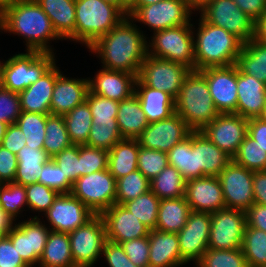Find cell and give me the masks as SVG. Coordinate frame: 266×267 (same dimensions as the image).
<instances>
[{
	"label": "cell",
	"instance_id": "6da1fadb",
	"mask_svg": "<svg viewBox=\"0 0 266 267\" xmlns=\"http://www.w3.org/2000/svg\"><path fill=\"white\" fill-rule=\"evenodd\" d=\"M146 37L131 18L124 17L112 30L98 38L89 49L101 57L103 68L134 74L148 56Z\"/></svg>",
	"mask_w": 266,
	"mask_h": 267
},
{
	"label": "cell",
	"instance_id": "7a4b0ae2",
	"mask_svg": "<svg viewBox=\"0 0 266 267\" xmlns=\"http://www.w3.org/2000/svg\"><path fill=\"white\" fill-rule=\"evenodd\" d=\"M2 16L4 32L23 36L27 51L54 53L47 43L62 39L36 0H18L5 8Z\"/></svg>",
	"mask_w": 266,
	"mask_h": 267
},
{
	"label": "cell",
	"instance_id": "3957f363",
	"mask_svg": "<svg viewBox=\"0 0 266 267\" xmlns=\"http://www.w3.org/2000/svg\"><path fill=\"white\" fill-rule=\"evenodd\" d=\"M194 38L195 70L230 66L237 62L243 42L221 27L206 22L201 16Z\"/></svg>",
	"mask_w": 266,
	"mask_h": 267
},
{
	"label": "cell",
	"instance_id": "277c9868",
	"mask_svg": "<svg viewBox=\"0 0 266 267\" xmlns=\"http://www.w3.org/2000/svg\"><path fill=\"white\" fill-rule=\"evenodd\" d=\"M175 113L193 131H200L218 115L205 76L199 70H191L175 98Z\"/></svg>",
	"mask_w": 266,
	"mask_h": 267
},
{
	"label": "cell",
	"instance_id": "5b68a950",
	"mask_svg": "<svg viewBox=\"0 0 266 267\" xmlns=\"http://www.w3.org/2000/svg\"><path fill=\"white\" fill-rule=\"evenodd\" d=\"M124 17L115 5L103 0H75V41L89 48Z\"/></svg>",
	"mask_w": 266,
	"mask_h": 267
},
{
	"label": "cell",
	"instance_id": "8992f818",
	"mask_svg": "<svg viewBox=\"0 0 266 267\" xmlns=\"http://www.w3.org/2000/svg\"><path fill=\"white\" fill-rule=\"evenodd\" d=\"M55 64L54 53L27 51L6 60L1 87L15 93L24 91Z\"/></svg>",
	"mask_w": 266,
	"mask_h": 267
},
{
	"label": "cell",
	"instance_id": "52a82bcc",
	"mask_svg": "<svg viewBox=\"0 0 266 267\" xmlns=\"http://www.w3.org/2000/svg\"><path fill=\"white\" fill-rule=\"evenodd\" d=\"M192 26L190 23L154 32L152 43L147 44L148 55L181 63L195 70Z\"/></svg>",
	"mask_w": 266,
	"mask_h": 267
},
{
	"label": "cell",
	"instance_id": "ba28073f",
	"mask_svg": "<svg viewBox=\"0 0 266 267\" xmlns=\"http://www.w3.org/2000/svg\"><path fill=\"white\" fill-rule=\"evenodd\" d=\"M95 215H101L115 204L116 179L108 169L79 177L70 192Z\"/></svg>",
	"mask_w": 266,
	"mask_h": 267
},
{
	"label": "cell",
	"instance_id": "9c48e42d",
	"mask_svg": "<svg viewBox=\"0 0 266 267\" xmlns=\"http://www.w3.org/2000/svg\"><path fill=\"white\" fill-rule=\"evenodd\" d=\"M75 267H91L102 255L106 227L101 215H95L85 225L69 233Z\"/></svg>",
	"mask_w": 266,
	"mask_h": 267
},
{
	"label": "cell",
	"instance_id": "30bf717a",
	"mask_svg": "<svg viewBox=\"0 0 266 267\" xmlns=\"http://www.w3.org/2000/svg\"><path fill=\"white\" fill-rule=\"evenodd\" d=\"M200 12L206 22L225 29L243 43L255 37V21L233 0H213Z\"/></svg>",
	"mask_w": 266,
	"mask_h": 267
},
{
	"label": "cell",
	"instance_id": "8fae6325",
	"mask_svg": "<svg viewBox=\"0 0 266 267\" xmlns=\"http://www.w3.org/2000/svg\"><path fill=\"white\" fill-rule=\"evenodd\" d=\"M191 70L181 64L148 55L138 74L146 86L167 92L174 99L178 96L184 78Z\"/></svg>",
	"mask_w": 266,
	"mask_h": 267
},
{
	"label": "cell",
	"instance_id": "7c38bea8",
	"mask_svg": "<svg viewBox=\"0 0 266 267\" xmlns=\"http://www.w3.org/2000/svg\"><path fill=\"white\" fill-rule=\"evenodd\" d=\"M246 225L245 211L225 208L211 213L208 248H242Z\"/></svg>",
	"mask_w": 266,
	"mask_h": 267
},
{
	"label": "cell",
	"instance_id": "4fadbf2b",
	"mask_svg": "<svg viewBox=\"0 0 266 267\" xmlns=\"http://www.w3.org/2000/svg\"><path fill=\"white\" fill-rule=\"evenodd\" d=\"M217 177L226 208L246 211L254 204L253 171L232 160Z\"/></svg>",
	"mask_w": 266,
	"mask_h": 267
},
{
	"label": "cell",
	"instance_id": "5bb4252c",
	"mask_svg": "<svg viewBox=\"0 0 266 267\" xmlns=\"http://www.w3.org/2000/svg\"><path fill=\"white\" fill-rule=\"evenodd\" d=\"M192 11L184 0H161L140 7L130 18L147 24L154 32L190 24Z\"/></svg>",
	"mask_w": 266,
	"mask_h": 267
},
{
	"label": "cell",
	"instance_id": "9a60e30c",
	"mask_svg": "<svg viewBox=\"0 0 266 267\" xmlns=\"http://www.w3.org/2000/svg\"><path fill=\"white\" fill-rule=\"evenodd\" d=\"M51 228L43 225L38 216L28 221L15 224L7 233V237L16 246L23 261L33 267L42 255Z\"/></svg>",
	"mask_w": 266,
	"mask_h": 267
},
{
	"label": "cell",
	"instance_id": "2e32d148",
	"mask_svg": "<svg viewBox=\"0 0 266 267\" xmlns=\"http://www.w3.org/2000/svg\"><path fill=\"white\" fill-rule=\"evenodd\" d=\"M199 71L206 78L210 95L219 114H236L237 65L207 67Z\"/></svg>",
	"mask_w": 266,
	"mask_h": 267
},
{
	"label": "cell",
	"instance_id": "e0dca14e",
	"mask_svg": "<svg viewBox=\"0 0 266 267\" xmlns=\"http://www.w3.org/2000/svg\"><path fill=\"white\" fill-rule=\"evenodd\" d=\"M200 131L233 158L248 133V119L234 113L219 114Z\"/></svg>",
	"mask_w": 266,
	"mask_h": 267
},
{
	"label": "cell",
	"instance_id": "ac0fdd59",
	"mask_svg": "<svg viewBox=\"0 0 266 267\" xmlns=\"http://www.w3.org/2000/svg\"><path fill=\"white\" fill-rule=\"evenodd\" d=\"M192 131L175 113L168 119L150 123L136 139L139 146L168 153Z\"/></svg>",
	"mask_w": 266,
	"mask_h": 267
},
{
	"label": "cell",
	"instance_id": "d6986e66",
	"mask_svg": "<svg viewBox=\"0 0 266 267\" xmlns=\"http://www.w3.org/2000/svg\"><path fill=\"white\" fill-rule=\"evenodd\" d=\"M211 228V213L191 211L186 225L177 233L182 265L190 261L195 264L208 250Z\"/></svg>",
	"mask_w": 266,
	"mask_h": 267
},
{
	"label": "cell",
	"instance_id": "ffe728a7",
	"mask_svg": "<svg viewBox=\"0 0 266 267\" xmlns=\"http://www.w3.org/2000/svg\"><path fill=\"white\" fill-rule=\"evenodd\" d=\"M52 231L70 233L85 225L95 214L71 193L59 194L45 212Z\"/></svg>",
	"mask_w": 266,
	"mask_h": 267
},
{
	"label": "cell",
	"instance_id": "44dd1931",
	"mask_svg": "<svg viewBox=\"0 0 266 267\" xmlns=\"http://www.w3.org/2000/svg\"><path fill=\"white\" fill-rule=\"evenodd\" d=\"M101 216L106 227V240L111 242L120 244L149 235L150 229L122 204H113Z\"/></svg>",
	"mask_w": 266,
	"mask_h": 267
},
{
	"label": "cell",
	"instance_id": "7402d4cb",
	"mask_svg": "<svg viewBox=\"0 0 266 267\" xmlns=\"http://www.w3.org/2000/svg\"><path fill=\"white\" fill-rule=\"evenodd\" d=\"M185 197L191 211L214 213L226 208L222 187L217 176L187 180Z\"/></svg>",
	"mask_w": 266,
	"mask_h": 267
},
{
	"label": "cell",
	"instance_id": "603a6c76",
	"mask_svg": "<svg viewBox=\"0 0 266 267\" xmlns=\"http://www.w3.org/2000/svg\"><path fill=\"white\" fill-rule=\"evenodd\" d=\"M93 79L89 78V91L95 95L120 102L135 93L134 74L103 68Z\"/></svg>",
	"mask_w": 266,
	"mask_h": 267
},
{
	"label": "cell",
	"instance_id": "cb8c5ba5",
	"mask_svg": "<svg viewBox=\"0 0 266 267\" xmlns=\"http://www.w3.org/2000/svg\"><path fill=\"white\" fill-rule=\"evenodd\" d=\"M89 79H69L61 73L57 76L52 92L50 113L64 115L86 101Z\"/></svg>",
	"mask_w": 266,
	"mask_h": 267
},
{
	"label": "cell",
	"instance_id": "d4e9b609",
	"mask_svg": "<svg viewBox=\"0 0 266 267\" xmlns=\"http://www.w3.org/2000/svg\"><path fill=\"white\" fill-rule=\"evenodd\" d=\"M237 93L236 114L246 119L260 117L266 102V84L237 67Z\"/></svg>",
	"mask_w": 266,
	"mask_h": 267
},
{
	"label": "cell",
	"instance_id": "484cf974",
	"mask_svg": "<svg viewBox=\"0 0 266 267\" xmlns=\"http://www.w3.org/2000/svg\"><path fill=\"white\" fill-rule=\"evenodd\" d=\"M54 64L35 83L19 93L21 111L40 114H51L50 104L57 76L61 73Z\"/></svg>",
	"mask_w": 266,
	"mask_h": 267
},
{
	"label": "cell",
	"instance_id": "4316f807",
	"mask_svg": "<svg viewBox=\"0 0 266 267\" xmlns=\"http://www.w3.org/2000/svg\"><path fill=\"white\" fill-rule=\"evenodd\" d=\"M149 265L157 267L182 266L179 240L176 233H169L157 229L150 230Z\"/></svg>",
	"mask_w": 266,
	"mask_h": 267
},
{
	"label": "cell",
	"instance_id": "83f0119b",
	"mask_svg": "<svg viewBox=\"0 0 266 267\" xmlns=\"http://www.w3.org/2000/svg\"><path fill=\"white\" fill-rule=\"evenodd\" d=\"M135 87V94L149 124L168 119L175 114V99L167 92L146 86L138 78Z\"/></svg>",
	"mask_w": 266,
	"mask_h": 267
},
{
	"label": "cell",
	"instance_id": "f1b7e54d",
	"mask_svg": "<svg viewBox=\"0 0 266 267\" xmlns=\"http://www.w3.org/2000/svg\"><path fill=\"white\" fill-rule=\"evenodd\" d=\"M192 147L196 150L197 169H201L206 176H218L232 161V157L201 131H192Z\"/></svg>",
	"mask_w": 266,
	"mask_h": 267
},
{
	"label": "cell",
	"instance_id": "f546056e",
	"mask_svg": "<svg viewBox=\"0 0 266 267\" xmlns=\"http://www.w3.org/2000/svg\"><path fill=\"white\" fill-rule=\"evenodd\" d=\"M63 39L75 40V0H36Z\"/></svg>",
	"mask_w": 266,
	"mask_h": 267
},
{
	"label": "cell",
	"instance_id": "4dcf8cb0",
	"mask_svg": "<svg viewBox=\"0 0 266 267\" xmlns=\"http://www.w3.org/2000/svg\"><path fill=\"white\" fill-rule=\"evenodd\" d=\"M116 120L122 137L129 139H136L149 125L135 93L119 102Z\"/></svg>",
	"mask_w": 266,
	"mask_h": 267
},
{
	"label": "cell",
	"instance_id": "1f68e13d",
	"mask_svg": "<svg viewBox=\"0 0 266 267\" xmlns=\"http://www.w3.org/2000/svg\"><path fill=\"white\" fill-rule=\"evenodd\" d=\"M190 212L185 196L161 199L155 229L177 234L186 225Z\"/></svg>",
	"mask_w": 266,
	"mask_h": 267
},
{
	"label": "cell",
	"instance_id": "d6a6232c",
	"mask_svg": "<svg viewBox=\"0 0 266 267\" xmlns=\"http://www.w3.org/2000/svg\"><path fill=\"white\" fill-rule=\"evenodd\" d=\"M139 143L137 139L123 138L108 155V170L117 180L138 169Z\"/></svg>",
	"mask_w": 266,
	"mask_h": 267
},
{
	"label": "cell",
	"instance_id": "836d02e7",
	"mask_svg": "<svg viewBox=\"0 0 266 267\" xmlns=\"http://www.w3.org/2000/svg\"><path fill=\"white\" fill-rule=\"evenodd\" d=\"M38 264L40 267H75L69 234L50 230Z\"/></svg>",
	"mask_w": 266,
	"mask_h": 267
},
{
	"label": "cell",
	"instance_id": "e575fe53",
	"mask_svg": "<svg viewBox=\"0 0 266 267\" xmlns=\"http://www.w3.org/2000/svg\"><path fill=\"white\" fill-rule=\"evenodd\" d=\"M236 65L242 73L266 84V43L255 38L243 43Z\"/></svg>",
	"mask_w": 266,
	"mask_h": 267
},
{
	"label": "cell",
	"instance_id": "d590c367",
	"mask_svg": "<svg viewBox=\"0 0 266 267\" xmlns=\"http://www.w3.org/2000/svg\"><path fill=\"white\" fill-rule=\"evenodd\" d=\"M16 156L18 165L14 182L23 186L37 183L44 164L51 159L44 149H33L26 145Z\"/></svg>",
	"mask_w": 266,
	"mask_h": 267
},
{
	"label": "cell",
	"instance_id": "8d00e7d4",
	"mask_svg": "<svg viewBox=\"0 0 266 267\" xmlns=\"http://www.w3.org/2000/svg\"><path fill=\"white\" fill-rule=\"evenodd\" d=\"M167 158L169 165L176 168L186 181L206 176L201 169H197L196 150L192 147V132L167 153Z\"/></svg>",
	"mask_w": 266,
	"mask_h": 267
},
{
	"label": "cell",
	"instance_id": "74e56055",
	"mask_svg": "<svg viewBox=\"0 0 266 267\" xmlns=\"http://www.w3.org/2000/svg\"><path fill=\"white\" fill-rule=\"evenodd\" d=\"M186 180L171 165L150 181V190L161 200L185 196Z\"/></svg>",
	"mask_w": 266,
	"mask_h": 267
},
{
	"label": "cell",
	"instance_id": "f35d334b",
	"mask_svg": "<svg viewBox=\"0 0 266 267\" xmlns=\"http://www.w3.org/2000/svg\"><path fill=\"white\" fill-rule=\"evenodd\" d=\"M72 144L85 145L92 126V114L87 101L63 115Z\"/></svg>",
	"mask_w": 266,
	"mask_h": 267
},
{
	"label": "cell",
	"instance_id": "ab89813d",
	"mask_svg": "<svg viewBox=\"0 0 266 267\" xmlns=\"http://www.w3.org/2000/svg\"><path fill=\"white\" fill-rule=\"evenodd\" d=\"M45 131L43 149L51 159L72 144L63 115L49 114Z\"/></svg>",
	"mask_w": 266,
	"mask_h": 267
},
{
	"label": "cell",
	"instance_id": "60d3db41",
	"mask_svg": "<svg viewBox=\"0 0 266 267\" xmlns=\"http://www.w3.org/2000/svg\"><path fill=\"white\" fill-rule=\"evenodd\" d=\"M48 115L49 114L21 112L16 124L25 134L26 146L33 149H43Z\"/></svg>",
	"mask_w": 266,
	"mask_h": 267
},
{
	"label": "cell",
	"instance_id": "b9f144b4",
	"mask_svg": "<svg viewBox=\"0 0 266 267\" xmlns=\"http://www.w3.org/2000/svg\"><path fill=\"white\" fill-rule=\"evenodd\" d=\"M242 251L248 267H266V232L246 225Z\"/></svg>",
	"mask_w": 266,
	"mask_h": 267
},
{
	"label": "cell",
	"instance_id": "7bdbcfd3",
	"mask_svg": "<svg viewBox=\"0 0 266 267\" xmlns=\"http://www.w3.org/2000/svg\"><path fill=\"white\" fill-rule=\"evenodd\" d=\"M159 204L160 199L149 190L122 205L150 230H154L157 223Z\"/></svg>",
	"mask_w": 266,
	"mask_h": 267
},
{
	"label": "cell",
	"instance_id": "ee69618b",
	"mask_svg": "<svg viewBox=\"0 0 266 267\" xmlns=\"http://www.w3.org/2000/svg\"><path fill=\"white\" fill-rule=\"evenodd\" d=\"M150 190V180L138 169L116 180L115 204L131 201Z\"/></svg>",
	"mask_w": 266,
	"mask_h": 267
},
{
	"label": "cell",
	"instance_id": "f6af8a7d",
	"mask_svg": "<svg viewBox=\"0 0 266 267\" xmlns=\"http://www.w3.org/2000/svg\"><path fill=\"white\" fill-rule=\"evenodd\" d=\"M232 160L253 172L266 170V151L248 134Z\"/></svg>",
	"mask_w": 266,
	"mask_h": 267
},
{
	"label": "cell",
	"instance_id": "bcb514c9",
	"mask_svg": "<svg viewBox=\"0 0 266 267\" xmlns=\"http://www.w3.org/2000/svg\"><path fill=\"white\" fill-rule=\"evenodd\" d=\"M196 264V267H248L242 248L232 250L208 248Z\"/></svg>",
	"mask_w": 266,
	"mask_h": 267
},
{
	"label": "cell",
	"instance_id": "7dc6e473",
	"mask_svg": "<svg viewBox=\"0 0 266 267\" xmlns=\"http://www.w3.org/2000/svg\"><path fill=\"white\" fill-rule=\"evenodd\" d=\"M86 101L93 117V124H118L116 120L118 101L95 95L90 91L87 93Z\"/></svg>",
	"mask_w": 266,
	"mask_h": 267
},
{
	"label": "cell",
	"instance_id": "c3c4849f",
	"mask_svg": "<svg viewBox=\"0 0 266 267\" xmlns=\"http://www.w3.org/2000/svg\"><path fill=\"white\" fill-rule=\"evenodd\" d=\"M27 206L25 186L15 182L0 184V207L14 220L21 208Z\"/></svg>",
	"mask_w": 266,
	"mask_h": 267
},
{
	"label": "cell",
	"instance_id": "681fc988",
	"mask_svg": "<svg viewBox=\"0 0 266 267\" xmlns=\"http://www.w3.org/2000/svg\"><path fill=\"white\" fill-rule=\"evenodd\" d=\"M109 151L79 145V177L108 169Z\"/></svg>",
	"mask_w": 266,
	"mask_h": 267
},
{
	"label": "cell",
	"instance_id": "f907efd6",
	"mask_svg": "<svg viewBox=\"0 0 266 267\" xmlns=\"http://www.w3.org/2000/svg\"><path fill=\"white\" fill-rule=\"evenodd\" d=\"M168 165L167 153L139 146L138 170L150 181Z\"/></svg>",
	"mask_w": 266,
	"mask_h": 267
},
{
	"label": "cell",
	"instance_id": "816d5d0a",
	"mask_svg": "<svg viewBox=\"0 0 266 267\" xmlns=\"http://www.w3.org/2000/svg\"><path fill=\"white\" fill-rule=\"evenodd\" d=\"M122 139L118 124H92L85 145L109 151Z\"/></svg>",
	"mask_w": 266,
	"mask_h": 267
},
{
	"label": "cell",
	"instance_id": "f5cc1de1",
	"mask_svg": "<svg viewBox=\"0 0 266 267\" xmlns=\"http://www.w3.org/2000/svg\"><path fill=\"white\" fill-rule=\"evenodd\" d=\"M27 206L34 211L46 212L59 193L39 182L25 186Z\"/></svg>",
	"mask_w": 266,
	"mask_h": 267
},
{
	"label": "cell",
	"instance_id": "db71d44e",
	"mask_svg": "<svg viewBox=\"0 0 266 267\" xmlns=\"http://www.w3.org/2000/svg\"><path fill=\"white\" fill-rule=\"evenodd\" d=\"M38 182L57 191L59 194L70 193L73 185L52 159H49L44 164Z\"/></svg>",
	"mask_w": 266,
	"mask_h": 267
},
{
	"label": "cell",
	"instance_id": "11a10c76",
	"mask_svg": "<svg viewBox=\"0 0 266 267\" xmlns=\"http://www.w3.org/2000/svg\"><path fill=\"white\" fill-rule=\"evenodd\" d=\"M52 160L62 169L63 174L73 184L79 178V145L71 144Z\"/></svg>",
	"mask_w": 266,
	"mask_h": 267
},
{
	"label": "cell",
	"instance_id": "9f6ffc18",
	"mask_svg": "<svg viewBox=\"0 0 266 267\" xmlns=\"http://www.w3.org/2000/svg\"><path fill=\"white\" fill-rule=\"evenodd\" d=\"M21 112L19 93L0 87V121L15 124Z\"/></svg>",
	"mask_w": 266,
	"mask_h": 267
},
{
	"label": "cell",
	"instance_id": "6f0895ef",
	"mask_svg": "<svg viewBox=\"0 0 266 267\" xmlns=\"http://www.w3.org/2000/svg\"><path fill=\"white\" fill-rule=\"evenodd\" d=\"M129 260L138 267L149 264L148 236L120 243Z\"/></svg>",
	"mask_w": 266,
	"mask_h": 267
},
{
	"label": "cell",
	"instance_id": "680465c9",
	"mask_svg": "<svg viewBox=\"0 0 266 267\" xmlns=\"http://www.w3.org/2000/svg\"><path fill=\"white\" fill-rule=\"evenodd\" d=\"M102 254L110 267H138L129 260L121 244L106 240Z\"/></svg>",
	"mask_w": 266,
	"mask_h": 267
},
{
	"label": "cell",
	"instance_id": "91938a15",
	"mask_svg": "<svg viewBox=\"0 0 266 267\" xmlns=\"http://www.w3.org/2000/svg\"><path fill=\"white\" fill-rule=\"evenodd\" d=\"M17 165L16 154L0 145V184L14 182Z\"/></svg>",
	"mask_w": 266,
	"mask_h": 267
},
{
	"label": "cell",
	"instance_id": "94428289",
	"mask_svg": "<svg viewBox=\"0 0 266 267\" xmlns=\"http://www.w3.org/2000/svg\"><path fill=\"white\" fill-rule=\"evenodd\" d=\"M0 267H29L7 236L0 241Z\"/></svg>",
	"mask_w": 266,
	"mask_h": 267
},
{
	"label": "cell",
	"instance_id": "6125c7cd",
	"mask_svg": "<svg viewBox=\"0 0 266 267\" xmlns=\"http://www.w3.org/2000/svg\"><path fill=\"white\" fill-rule=\"evenodd\" d=\"M25 145L26 137L20 127L16 123L8 125L1 146L17 155Z\"/></svg>",
	"mask_w": 266,
	"mask_h": 267
},
{
	"label": "cell",
	"instance_id": "be15d7a7",
	"mask_svg": "<svg viewBox=\"0 0 266 267\" xmlns=\"http://www.w3.org/2000/svg\"><path fill=\"white\" fill-rule=\"evenodd\" d=\"M248 227L257 228L266 232V206L254 203L245 211Z\"/></svg>",
	"mask_w": 266,
	"mask_h": 267
},
{
	"label": "cell",
	"instance_id": "e7e4bbea",
	"mask_svg": "<svg viewBox=\"0 0 266 267\" xmlns=\"http://www.w3.org/2000/svg\"><path fill=\"white\" fill-rule=\"evenodd\" d=\"M255 22L266 13V0H233Z\"/></svg>",
	"mask_w": 266,
	"mask_h": 267
},
{
	"label": "cell",
	"instance_id": "03108f58",
	"mask_svg": "<svg viewBox=\"0 0 266 267\" xmlns=\"http://www.w3.org/2000/svg\"><path fill=\"white\" fill-rule=\"evenodd\" d=\"M266 151V121L260 117L248 119V133Z\"/></svg>",
	"mask_w": 266,
	"mask_h": 267
},
{
	"label": "cell",
	"instance_id": "003e7915",
	"mask_svg": "<svg viewBox=\"0 0 266 267\" xmlns=\"http://www.w3.org/2000/svg\"><path fill=\"white\" fill-rule=\"evenodd\" d=\"M254 203L266 206V170L253 172Z\"/></svg>",
	"mask_w": 266,
	"mask_h": 267
},
{
	"label": "cell",
	"instance_id": "a7ac6f4b",
	"mask_svg": "<svg viewBox=\"0 0 266 267\" xmlns=\"http://www.w3.org/2000/svg\"><path fill=\"white\" fill-rule=\"evenodd\" d=\"M254 38L266 43V13L255 22Z\"/></svg>",
	"mask_w": 266,
	"mask_h": 267
},
{
	"label": "cell",
	"instance_id": "89a4df30",
	"mask_svg": "<svg viewBox=\"0 0 266 267\" xmlns=\"http://www.w3.org/2000/svg\"><path fill=\"white\" fill-rule=\"evenodd\" d=\"M13 221H15L12 217H10L1 207H0V230L7 235V233L13 227Z\"/></svg>",
	"mask_w": 266,
	"mask_h": 267
},
{
	"label": "cell",
	"instance_id": "2644e50d",
	"mask_svg": "<svg viewBox=\"0 0 266 267\" xmlns=\"http://www.w3.org/2000/svg\"><path fill=\"white\" fill-rule=\"evenodd\" d=\"M188 7L192 10L195 11V9L198 10H202L204 9L208 4H210L211 2H213V0H184Z\"/></svg>",
	"mask_w": 266,
	"mask_h": 267
},
{
	"label": "cell",
	"instance_id": "8c879c8a",
	"mask_svg": "<svg viewBox=\"0 0 266 267\" xmlns=\"http://www.w3.org/2000/svg\"><path fill=\"white\" fill-rule=\"evenodd\" d=\"M137 0H120V11L128 16V12L136 5Z\"/></svg>",
	"mask_w": 266,
	"mask_h": 267
},
{
	"label": "cell",
	"instance_id": "753ad0ef",
	"mask_svg": "<svg viewBox=\"0 0 266 267\" xmlns=\"http://www.w3.org/2000/svg\"><path fill=\"white\" fill-rule=\"evenodd\" d=\"M161 0H137L136 5L128 12V17H131L140 7L157 3Z\"/></svg>",
	"mask_w": 266,
	"mask_h": 267
},
{
	"label": "cell",
	"instance_id": "34e18365",
	"mask_svg": "<svg viewBox=\"0 0 266 267\" xmlns=\"http://www.w3.org/2000/svg\"><path fill=\"white\" fill-rule=\"evenodd\" d=\"M8 125L9 124L0 121V145L2 143V140L4 138V135L6 134V130L8 128Z\"/></svg>",
	"mask_w": 266,
	"mask_h": 267
},
{
	"label": "cell",
	"instance_id": "11e5206c",
	"mask_svg": "<svg viewBox=\"0 0 266 267\" xmlns=\"http://www.w3.org/2000/svg\"><path fill=\"white\" fill-rule=\"evenodd\" d=\"M17 1L18 0H0V11H3L5 8H7L8 6H11Z\"/></svg>",
	"mask_w": 266,
	"mask_h": 267
},
{
	"label": "cell",
	"instance_id": "2a66077c",
	"mask_svg": "<svg viewBox=\"0 0 266 267\" xmlns=\"http://www.w3.org/2000/svg\"><path fill=\"white\" fill-rule=\"evenodd\" d=\"M103 1L115 5L120 10V0H103Z\"/></svg>",
	"mask_w": 266,
	"mask_h": 267
},
{
	"label": "cell",
	"instance_id": "b9fcfbb0",
	"mask_svg": "<svg viewBox=\"0 0 266 267\" xmlns=\"http://www.w3.org/2000/svg\"><path fill=\"white\" fill-rule=\"evenodd\" d=\"M260 118L264 121H266V102H265V106H264V109H263V112L262 114L260 115Z\"/></svg>",
	"mask_w": 266,
	"mask_h": 267
},
{
	"label": "cell",
	"instance_id": "09005b40",
	"mask_svg": "<svg viewBox=\"0 0 266 267\" xmlns=\"http://www.w3.org/2000/svg\"><path fill=\"white\" fill-rule=\"evenodd\" d=\"M4 62L0 61V87L2 84V69H3Z\"/></svg>",
	"mask_w": 266,
	"mask_h": 267
},
{
	"label": "cell",
	"instance_id": "979ff035",
	"mask_svg": "<svg viewBox=\"0 0 266 267\" xmlns=\"http://www.w3.org/2000/svg\"><path fill=\"white\" fill-rule=\"evenodd\" d=\"M0 30H3V16H2V11H0Z\"/></svg>",
	"mask_w": 266,
	"mask_h": 267
},
{
	"label": "cell",
	"instance_id": "deb4b68c",
	"mask_svg": "<svg viewBox=\"0 0 266 267\" xmlns=\"http://www.w3.org/2000/svg\"><path fill=\"white\" fill-rule=\"evenodd\" d=\"M6 235L0 230V241L5 237Z\"/></svg>",
	"mask_w": 266,
	"mask_h": 267
},
{
	"label": "cell",
	"instance_id": "67dfc351",
	"mask_svg": "<svg viewBox=\"0 0 266 267\" xmlns=\"http://www.w3.org/2000/svg\"><path fill=\"white\" fill-rule=\"evenodd\" d=\"M144 267H157V266H152V265H146V266H144Z\"/></svg>",
	"mask_w": 266,
	"mask_h": 267
}]
</instances>
